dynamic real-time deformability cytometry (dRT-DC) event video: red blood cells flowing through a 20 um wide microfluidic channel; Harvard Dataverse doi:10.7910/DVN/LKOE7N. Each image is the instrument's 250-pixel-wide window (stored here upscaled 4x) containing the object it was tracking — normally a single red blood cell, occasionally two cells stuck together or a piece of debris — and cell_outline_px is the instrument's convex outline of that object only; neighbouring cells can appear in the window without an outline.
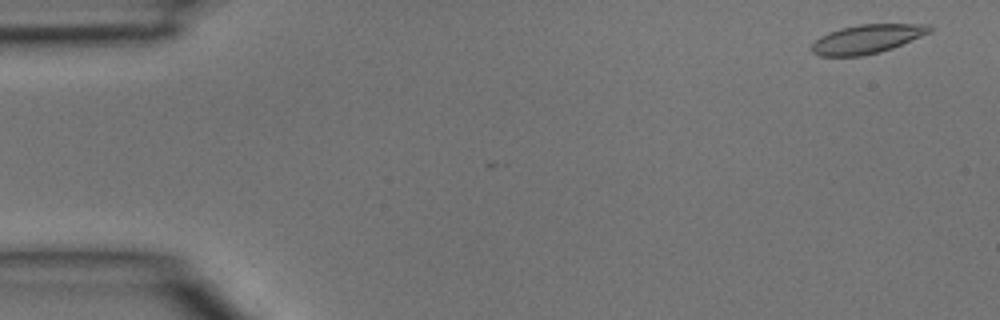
{"species": "common noctule bat (a hibernating species)", "species_latin": "Nyctalus noctula", "temperature_condition": "room temperature", "stored_images_in_passage": 4, "camera_frame_rate_fps": 3000, "um_per_image_px": 0.085, "animal": {"sex": "male", "body_mass_g": 15.6}, "frame": {"image": 1, "passage_image": 1, "time_ms": 0.0, "image_size_px": [1000, 320], "cell_outline_px": [[932, 32], [892, 48], [880, 52], [860, 56], [820, 56], [812, 52], [812, 44], [820, 36], [828, 32], [840, 28], [860, 24], [932, 24]], "centroid_in_image_um": [73.72, 3.31], "position_along_channel_um": 11.3, "area_um2": 19.88}}